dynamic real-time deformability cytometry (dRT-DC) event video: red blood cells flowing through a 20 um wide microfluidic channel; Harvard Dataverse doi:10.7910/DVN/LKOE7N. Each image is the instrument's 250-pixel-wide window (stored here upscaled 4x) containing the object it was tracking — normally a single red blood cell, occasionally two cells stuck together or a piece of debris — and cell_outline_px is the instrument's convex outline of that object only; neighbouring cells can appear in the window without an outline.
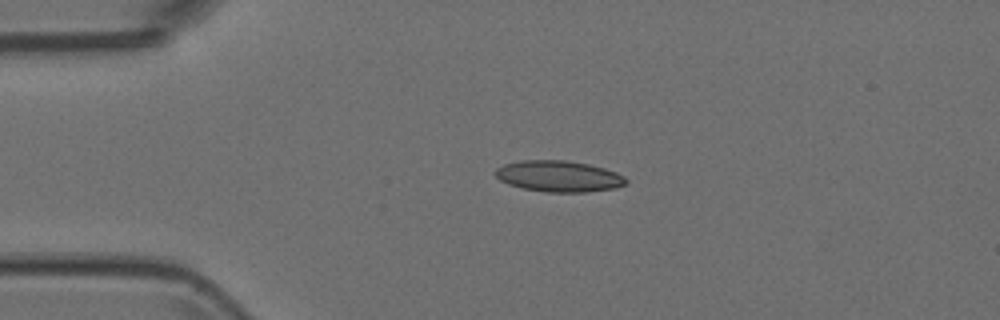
{"species": "Egyptian fruit bat (a non-hibernating species)", "species_latin": "Rousettus aegyptiacus", "temperature_condition": "room temperature", "stored_images_in_passage": 3, "camera_frame_rate_fps": 3000, "um_per_image_px": 0.085, "animal": {"sex": "female"}, "frame": {"image": 1, "passage_image": 2, "time_ms": 0.333, "image_size_px": [1000, 320], "cell_outline_px": [[628, 184], [616, 188], [588, 192], [548, 192], [524, 188], [508, 184], [500, 180], [492, 172], [496, 168], [504, 164], [520, 160], [564, 160], [588, 164], [604, 168], [616, 172], [624, 176], [628, 180]], "centroid_in_image_um": [47.51, 14.98], "position_along_channel_um": 37.5, "area_um2": 23.87}}